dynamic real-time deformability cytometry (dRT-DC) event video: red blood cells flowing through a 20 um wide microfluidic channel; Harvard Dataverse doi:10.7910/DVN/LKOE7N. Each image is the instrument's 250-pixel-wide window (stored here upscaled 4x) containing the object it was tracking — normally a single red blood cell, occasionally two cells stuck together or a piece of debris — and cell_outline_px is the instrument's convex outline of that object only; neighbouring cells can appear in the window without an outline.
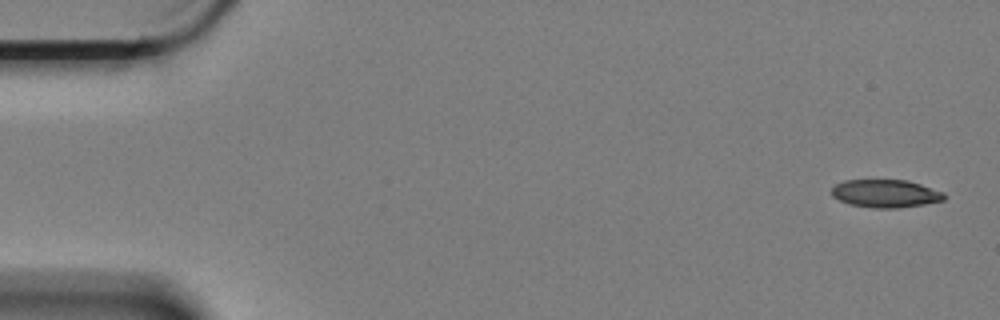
{"species": "Egyptian fruit bat (a non-hibernating species)", "species_latin": "Rousettus aegyptiacus", "temperature_condition": "cold", "stored_images_in_passage": 5, "camera_frame_rate_fps": 3000, "um_per_image_px": 0.085, "animal": {"sex": "female"}, "frame": {"image": 1, "passage_image": 1, "time_ms": 0.0, "image_size_px": [1000, 320], "cell_outline_px": [[948, 196], [944, 200], [924, 204], [900, 208], [872, 208], [848, 204], [832, 196], [832, 188], [836, 184], [844, 180], [908, 180], [944, 192]], "centroid_in_image_um": [75.29, 16.45], "position_along_channel_um": 9.7, "area_um2": 18.44}}
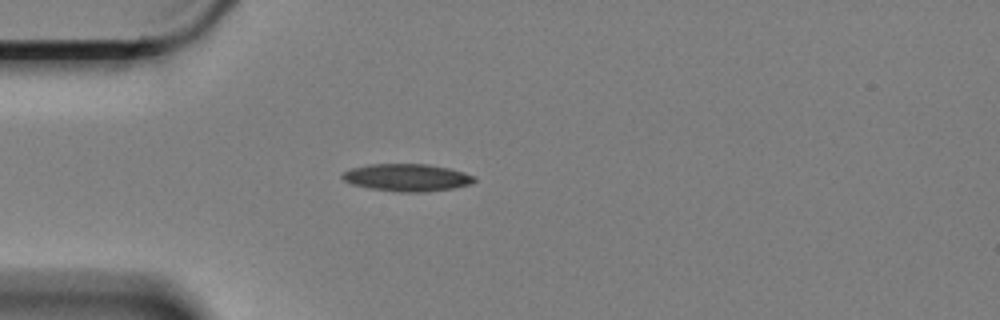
{"frame": {"image": 2, "passage_image": 5, "time_ms": 1.333, "image_size_px": [1000, 320], "cell_outline_px": [[476, 180], [468, 184], [452, 188], [424, 192], [400, 192], [368, 188], [352, 184], [344, 180], [340, 176], [344, 172], [352, 168], [368, 164], [428, 164], [448, 168], [464, 172], [476, 176]], "centroid_in_image_um": [34.58, 15.09], "position_along_channel_um": 50.4, "area_um2": 20.98}}